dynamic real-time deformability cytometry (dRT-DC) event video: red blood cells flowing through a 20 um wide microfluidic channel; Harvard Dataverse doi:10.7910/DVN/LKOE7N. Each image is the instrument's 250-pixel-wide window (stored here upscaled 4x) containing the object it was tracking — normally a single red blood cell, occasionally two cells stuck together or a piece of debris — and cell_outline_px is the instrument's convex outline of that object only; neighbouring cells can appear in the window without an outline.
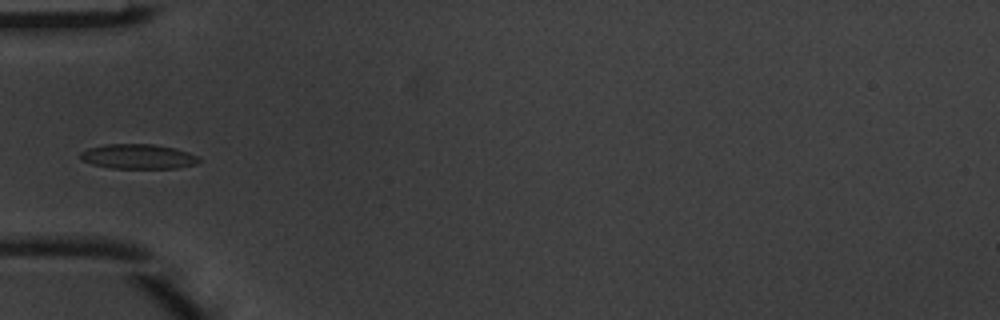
{"species": "common noctule bat (a hibernating species)", "species_latin": "Nyctalus noctula", "temperature_condition": "warm", "stored_images_in_passage": 5, "camera_frame_rate_fps": 3000, "um_per_image_px": 0.085, "animal": {"sex": "male", "body_mass_g": 20.1, "forearm_length_mm": 53.5}, "frame": {"image": 1, "passage_image": 4, "time_ms": 1.0, "image_size_px": [1000, 320], "cell_outline_px": [[200, 160], [196, 164], [176, 168], [112, 168], [92, 164], [84, 160], [80, 156], [80, 152], [88, 148], [104, 144], [152, 144], [172, 148], [188, 152], [196, 156]], "centroid_in_image_um": [11.72, 13.3], "position_along_channel_um": 73.3, "area_um2": 16.88}}